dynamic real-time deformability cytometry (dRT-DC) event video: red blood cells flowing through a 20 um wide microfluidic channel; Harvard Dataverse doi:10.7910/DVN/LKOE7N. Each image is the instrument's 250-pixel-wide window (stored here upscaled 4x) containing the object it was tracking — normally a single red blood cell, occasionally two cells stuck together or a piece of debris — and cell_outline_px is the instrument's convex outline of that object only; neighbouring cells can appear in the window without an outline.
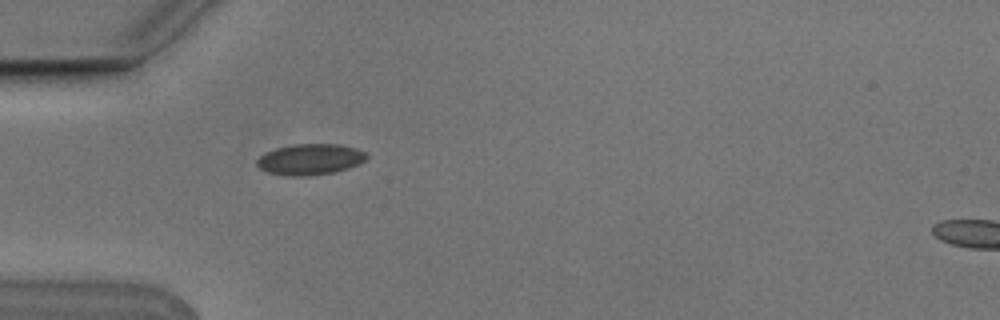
{"species": "Egyptian fruit bat (a non-hibernating species)", "species_latin": "Rousettus aegyptiacus", "temperature_condition": "cold", "stored_images_in_passage": 2, "segment_of_instrument_passage": [1, 2], "camera_frame_rate_fps": 3000, "um_per_image_px": 0.085, "animal": {"sex": "male"}, "frame": {"image": 1, "passage_image": 1, "time_ms": 0.0, "image_size_px": [1000, 320], "cell_outline_px": [[368, 156], [360, 164], [348, 168], [332, 172], [308, 176], [292, 176], [268, 172], [260, 168], [256, 164], [256, 160], [264, 152], [276, 148], [296, 144], [336, 144], [356, 148], [364, 152]], "centroid_in_image_um": [26.34, 13.54], "position_along_channel_um": 58.7, "area_um2": 19.65}}